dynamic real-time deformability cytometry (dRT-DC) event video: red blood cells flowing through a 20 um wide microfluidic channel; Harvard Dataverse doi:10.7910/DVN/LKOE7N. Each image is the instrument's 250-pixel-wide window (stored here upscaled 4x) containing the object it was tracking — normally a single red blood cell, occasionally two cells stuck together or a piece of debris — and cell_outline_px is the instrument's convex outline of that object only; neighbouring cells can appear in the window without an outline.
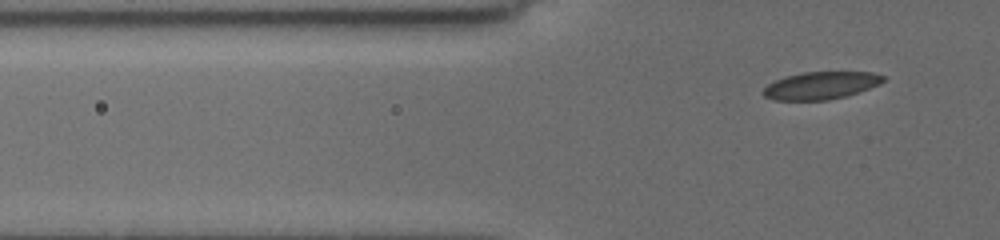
{"species": "common noctule bat (a hibernating species)", "species_latin": "Nyctalus noctula", "temperature_condition": "cold", "stored_images_in_passage": 19, "segment_of_instrument_passage": [2, 2], "camera_frame_rate_fps": 3000, "um_per_image_px": 0.085, "animal": {"sex": "female", "body_mass_g": 19.5, "forearm_length_mm": 54.1}, "frame": {"image": 1, "passage_image": 19, "time_ms": 9.333, "image_size_px": [1000, 240], "cell_outline_px": [[884, 80], [880, 84], [848, 96], [828, 100], [772, 100], [764, 96], [760, 92], [768, 84], [776, 80], [788, 76], [804, 72], [872, 72], [884, 76]], "centroid_in_image_um": [69.77, 7.28], "position_along_channel_um": 56.0, "area_um2": 19.25}}